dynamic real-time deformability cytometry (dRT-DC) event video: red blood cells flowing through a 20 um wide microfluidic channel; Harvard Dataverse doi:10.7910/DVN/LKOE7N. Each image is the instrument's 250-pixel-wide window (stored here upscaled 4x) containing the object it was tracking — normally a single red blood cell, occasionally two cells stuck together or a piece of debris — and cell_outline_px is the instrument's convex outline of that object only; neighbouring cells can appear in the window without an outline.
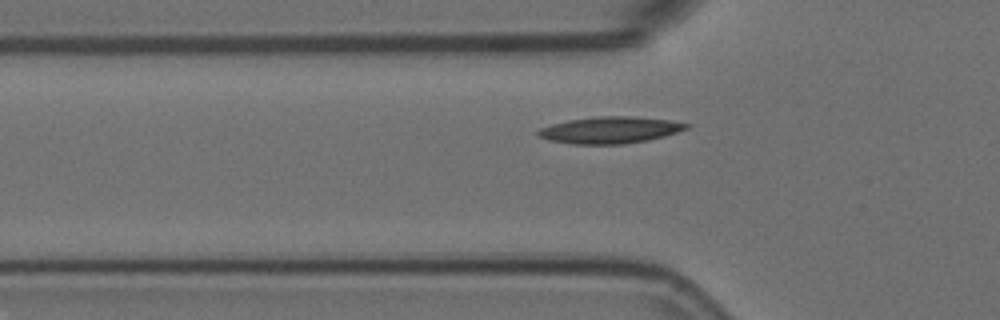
{"species": "Egyptian fruit bat (a non-hibernating species)", "species_latin": "Rousettus aegyptiacus", "temperature_condition": "room temperature", "stored_images_in_passage": 35, "camera_frame_rate_fps": 3000, "um_per_image_px": 0.085, "animal": {"sex": "female"}, "frame": {"image": 1, "passage_image": 10, "time_ms": 3.0, "image_size_px": [1000, 320], "cell_outline_px": [[692, 124], [688, 128], [664, 136], [648, 140], [624, 144], [572, 144], [548, 140], [536, 136], [536, 132], [540, 128], [552, 124], [568, 120], [596, 116], [632, 116], [668, 120]], "centroid_in_image_um": [51.82, 11.05], "position_along_channel_um": 74.0, "area_um2": 23.12}}
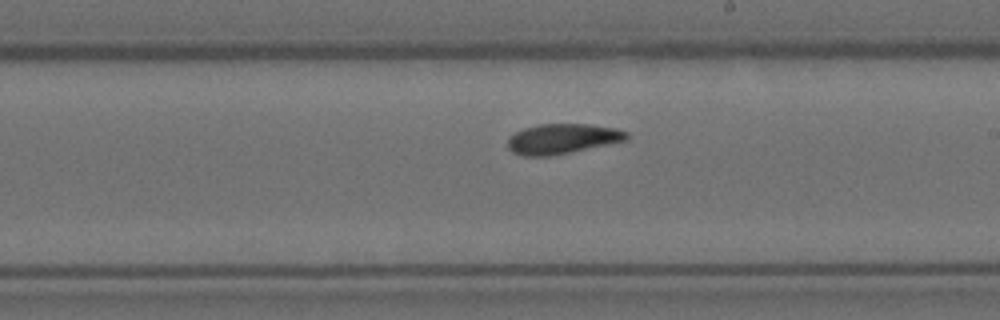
{"frame": {"image": 2, "passage_image": 24, "time_ms": 7.667, "image_size_px": [1000, 320], "cell_outline_px": [[628, 140], [548, 156], [520, 156], [512, 152], [508, 148], [508, 136], [524, 128], [540, 124], [588, 124], [616, 128], [628, 132]], "centroid_in_image_um": [47.77, 11.79], "position_along_channel_um": 241.2, "area_um2": 20.75}}
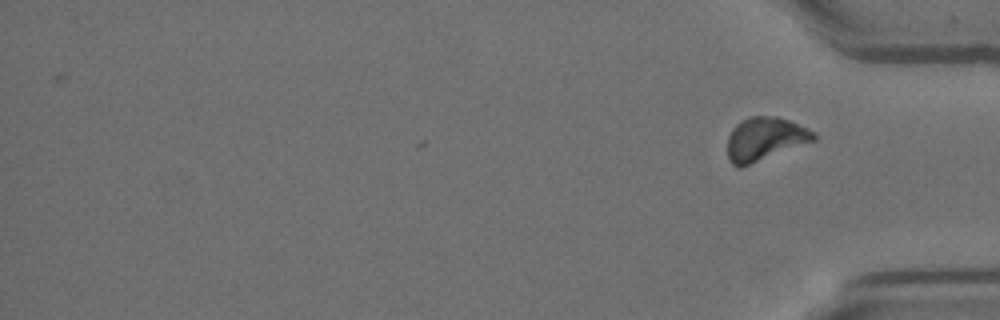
{"frame": {"image": 3, "passage_image": 35, "time_ms": 11.333, "image_size_px": [1000, 320], "cell_outline_px": [[816, 140], [740, 168], [732, 164], [728, 160], [728, 136], [732, 128], [740, 120], [748, 116], [776, 116], [788, 120], [808, 128], [816, 132]], "centroid_in_image_um": [65.0, 11.8], "position_along_channel_um": 370.2, "area_um2": 21.91}, "authors_computed_cell_mechanics": {"area_um2": 21.2126, "velocity_mm_per_s": 3.579, "shape_relaxation_time_tau1_ms": 7.5642, "shape_relaxation_time_tau2_ms": 3.9836, "deformation_change_tau1": 0.1923, "deformation_change_tau2": 0.0946}}